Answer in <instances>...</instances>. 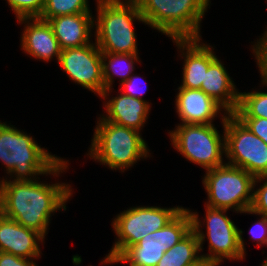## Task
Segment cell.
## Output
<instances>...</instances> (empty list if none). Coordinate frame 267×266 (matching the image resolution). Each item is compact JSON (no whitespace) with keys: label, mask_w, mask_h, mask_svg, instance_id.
Instances as JSON below:
<instances>
[{"label":"cell","mask_w":267,"mask_h":266,"mask_svg":"<svg viewBox=\"0 0 267 266\" xmlns=\"http://www.w3.org/2000/svg\"><path fill=\"white\" fill-rule=\"evenodd\" d=\"M50 183L40 177L33 181L0 180V212L46 239L52 216L66 211L75 193L68 182Z\"/></svg>","instance_id":"cell-1"},{"label":"cell","mask_w":267,"mask_h":266,"mask_svg":"<svg viewBox=\"0 0 267 266\" xmlns=\"http://www.w3.org/2000/svg\"><path fill=\"white\" fill-rule=\"evenodd\" d=\"M41 146L31 134L0 120V163L7 175L0 180L33 181L40 176L59 180L71 163Z\"/></svg>","instance_id":"cell-2"},{"label":"cell","mask_w":267,"mask_h":266,"mask_svg":"<svg viewBox=\"0 0 267 266\" xmlns=\"http://www.w3.org/2000/svg\"><path fill=\"white\" fill-rule=\"evenodd\" d=\"M94 128L91 145L85 155L113 172L124 173L140 160L151 158L141 132L106 121L101 116Z\"/></svg>","instance_id":"cell-3"},{"label":"cell","mask_w":267,"mask_h":266,"mask_svg":"<svg viewBox=\"0 0 267 266\" xmlns=\"http://www.w3.org/2000/svg\"><path fill=\"white\" fill-rule=\"evenodd\" d=\"M94 41L101 52L140 54L135 22L147 25L136 0H95Z\"/></svg>","instance_id":"cell-4"},{"label":"cell","mask_w":267,"mask_h":266,"mask_svg":"<svg viewBox=\"0 0 267 266\" xmlns=\"http://www.w3.org/2000/svg\"><path fill=\"white\" fill-rule=\"evenodd\" d=\"M204 207L203 219L197 211L193 212L194 210L187 208L191 214L192 230L197 234L203 260L210 266H220L226 262L224 260L245 261L247 256L243 237L245 232L227 215L231 210L211 208L206 205ZM205 241L208 242V253H203Z\"/></svg>","instance_id":"cell-5"},{"label":"cell","mask_w":267,"mask_h":266,"mask_svg":"<svg viewBox=\"0 0 267 266\" xmlns=\"http://www.w3.org/2000/svg\"><path fill=\"white\" fill-rule=\"evenodd\" d=\"M148 27L169 39L202 38L211 0H136Z\"/></svg>","instance_id":"cell-6"},{"label":"cell","mask_w":267,"mask_h":266,"mask_svg":"<svg viewBox=\"0 0 267 266\" xmlns=\"http://www.w3.org/2000/svg\"><path fill=\"white\" fill-rule=\"evenodd\" d=\"M185 207H161L139 205L120 211L111 222L116 239L112 248L101 260V265H111L129 246L139 242L144 236L165 227Z\"/></svg>","instance_id":"cell-7"},{"label":"cell","mask_w":267,"mask_h":266,"mask_svg":"<svg viewBox=\"0 0 267 266\" xmlns=\"http://www.w3.org/2000/svg\"><path fill=\"white\" fill-rule=\"evenodd\" d=\"M222 134L215 124H176L168 130L174 150L194 165L209 170L226 163L224 120Z\"/></svg>","instance_id":"cell-8"},{"label":"cell","mask_w":267,"mask_h":266,"mask_svg":"<svg viewBox=\"0 0 267 266\" xmlns=\"http://www.w3.org/2000/svg\"><path fill=\"white\" fill-rule=\"evenodd\" d=\"M254 177L244 169L223 164L205 171L202 185L207 193L204 205L242 214L251 208Z\"/></svg>","instance_id":"cell-9"},{"label":"cell","mask_w":267,"mask_h":266,"mask_svg":"<svg viewBox=\"0 0 267 266\" xmlns=\"http://www.w3.org/2000/svg\"><path fill=\"white\" fill-rule=\"evenodd\" d=\"M191 231V214L184 208L165 227L147 234L139 242L129 246L112 265L125 263L128 266H156L164 253Z\"/></svg>","instance_id":"cell-10"},{"label":"cell","mask_w":267,"mask_h":266,"mask_svg":"<svg viewBox=\"0 0 267 266\" xmlns=\"http://www.w3.org/2000/svg\"><path fill=\"white\" fill-rule=\"evenodd\" d=\"M225 160L254 178L267 175V144L252 133L234 114L224 120Z\"/></svg>","instance_id":"cell-11"},{"label":"cell","mask_w":267,"mask_h":266,"mask_svg":"<svg viewBox=\"0 0 267 266\" xmlns=\"http://www.w3.org/2000/svg\"><path fill=\"white\" fill-rule=\"evenodd\" d=\"M101 56L93 41L82 47L62 49L58 65L76 85L100 97L104 92Z\"/></svg>","instance_id":"cell-12"},{"label":"cell","mask_w":267,"mask_h":266,"mask_svg":"<svg viewBox=\"0 0 267 266\" xmlns=\"http://www.w3.org/2000/svg\"><path fill=\"white\" fill-rule=\"evenodd\" d=\"M177 47L178 57L183 60L182 80L178 87L201 89L205 72L210 63L218 56L215 46L203 42L202 38L170 39Z\"/></svg>","instance_id":"cell-13"},{"label":"cell","mask_w":267,"mask_h":266,"mask_svg":"<svg viewBox=\"0 0 267 266\" xmlns=\"http://www.w3.org/2000/svg\"><path fill=\"white\" fill-rule=\"evenodd\" d=\"M113 91L114 88L105 89L99 97L103 102L102 112H105L98 116L106 121L141 132L147 124L152 106L147 101L124 95L117 90ZM113 93H117L116 96H113Z\"/></svg>","instance_id":"cell-14"},{"label":"cell","mask_w":267,"mask_h":266,"mask_svg":"<svg viewBox=\"0 0 267 266\" xmlns=\"http://www.w3.org/2000/svg\"><path fill=\"white\" fill-rule=\"evenodd\" d=\"M175 94L177 124H215L214 120H225L228 113L201 89L178 87Z\"/></svg>","instance_id":"cell-15"},{"label":"cell","mask_w":267,"mask_h":266,"mask_svg":"<svg viewBox=\"0 0 267 266\" xmlns=\"http://www.w3.org/2000/svg\"><path fill=\"white\" fill-rule=\"evenodd\" d=\"M17 22L18 25H24L20 49L32 59L46 63L56 60L58 63L62 49L48 21L34 17L17 19Z\"/></svg>","instance_id":"cell-16"},{"label":"cell","mask_w":267,"mask_h":266,"mask_svg":"<svg viewBox=\"0 0 267 266\" xmlns=\"http://www.w3.org/2000/svg\"><path fill=\"white\" fill-rule=\"evenodd\" d=\"M45 239L0 212V252L28 259H40Z\"/></svg>","instance_id":"cell-17"},{"label":"cell","mask_w":267,"mask_h":266,"mask_svg":"<svg viewBox=\"0 0 267 266\" xmlns=\"http://www.w3.org/2000/svg\"><path fill=\"white\" fill-rule=\"evenodd\" d=\"M47 21L61 49L82 47L93 42V13L57 16Z\"/></svg>","instance_id":"cell-18"},{"label":"cell","mask_w":267,"mask_h":266,"mask_svg":"<svg viewBox=\"0 0 267 266\" xmlns=\"http://www.w3.org/2000/svg\"><path fill=\"white\" fill-rule=\"evenodd\" d=\"M219 56L209 65L201 84L203 90L217 102L228 114H233L238 107L240 91L230 77L226 66Z\"/></svg>","instance_id":"cell-19"},{"label":"cell","mask_w":267,"mask_h":266,"mask_svg":"<svg viewBox=\"0 0 267 266\" xmlns=\"http://www.w3.org/2000/svg\"><path fill=\"white\" fill-rule=\"evenodd\" d=\"M101 60L104 90L113 88L116 78L119 85L126 81L142 63L139 54L102 52Z\"/></svg>","instance_id":"cell-20"},{"label":"cell","mask_w":267,"mask_h":266,"mask_svg":"<svg viewBox=\"0 0 267 266\" xmlns=\"http://www.w3.org/2000/svg\"><path fill=\"white\" fill-rule=\"evenodd\" d=\"M206 263L200 252L197 234L192 230L179 243L168 249L156 266H190Z\"/></svg>","instance_id":"cell-21"},{"label":"cell","mask_w":267,"mask_h":266,"mask_svg":"<svg viewBox=\"0 0 267 266\" xmlns=\"http://www.w3.org/2000/svg\"><path fill=\"white\" fill-rule=\"evenodd\" d=\"M258 85L262 86V90L264 86L267 87V83L262 80ZM261 88L240 91L238 107L233 113L237 118H267V92Z\"/></svg>","instance_id":"cell-22"},{"label":"cell","mask_w":267,"mask_h":266,"mask_svg":"<svg viewBox=\"0 0 267 266\" xmlns=\"http://www.w3.org/2000/svg\"><path fill=\"white\" fill-rule=\"evenodd\" d=\"M89 4V0H46L39 18L47 21L57 16L93 13Z\"/></svg>","instance_id":"cell-23"},{"label":"cell","mask_w":267,"mask_h":266,"mask_svg":"<svg viewBox=\"0 0 267 266\" xmlns=\"http://www.w3.org/2000/svg\"><path fill=\"white\" fill-rule=\"evenodd\" d=\"M15 19L40 17L46 0H5Z\"/></svg>","instance_id":"cell-24"},{"label":"cell","mask_w":267,"mask_h":266,"mask_svg":"<svg viewBox=\"0 0 267 266\" xmlns=\"http://www.w3.org/2000/svg\"><path fill=\"white\" fill-rule=\"evenodd\" d=\"M250 210L267 217V175L254 179L253 201Z\"/></svg>","instance_id":"cell-25"},{"label":"cell","mask_w":267,"mask_h":266,"mask_svg":"<svg viewBox=\"0 0 267 266\" xmlns=\"http://www.w3.org/2000/svg\"><path fill=\"white\" fill-rule=\"evenodd\" d=\"M145 78L146 77H141L140 74L134 72L126 81L119 85L120 88L117 91H120L124 95L147 101L152 105L149 100L144 99V94L146 93V90H148V84L144 83L145 80H143Z\"/></svg>","instance_id":"cell-26"},{"label":"cell","mask_w":267,"mask_h":266,"mask_svg":"<svg viewBox=\"0 0 267 266\" xmlns=\"http://www.w3.org/2000/svg\"><path fill=\"white\" fill-rule=\"evenodd\" d=\"M243 214H248V215H254L258 216L259 218L256 217L257 221L255 220L253 225L249 227V239L250 241L252 240L255 242L256 247L258 248H267V217L256 214L252 212L250 209L246 210L243 212Z\"/></svg>","instance_id":"cell-27"},{"label":"cell","mask_w":267,"mask_h":266,"mask_svg":"<svg viewBox=\"0 0 267 266\" xmlns=\"http://www.w3.org/2000/svg\"><path fill=\"white\" fill-rule=\"evenodd\" d=\"M252 133L267 144V118H238Z\"/></svg>","instance_id":"cell-28"},{"label":"cell","mask_w":267,"mask_h":266,"mask_svg":"<svg viewBox=\"0 0 267 266\" xmlns=\"http://www.w3.org/2000/svg\"><path fill=\"white\" fill-rule=\"evenodd\" d=\"M37 259L23 258L6 252H0V266H39Z\"/></svg>","instance_id":"cell-29"},{"label":"cell","mask_w":267,"mask_h":266,"mask_svg":"<svg viewBox=\"0 0 267 266\" xmlns=\"http://www.w3.org/2000/svg\"><path fill=\"white\" fill-rule=\"evenodd\" d=\"M257 40L251 41L250 51L254 57H267V27Z\"/></svg>","instance_id":"cell-30"},{"label":"cell","mask_w":267,"mask_h":266,"mask_svg":"<svg viewBox=\"0 0 267 266\" xmlns=\"http://www.w3.org/2000/svg\"><path fill=\"white\" fill-rule=\"evenodd\" d=\"M261 80L267 83V57H254Z\"/></svg>","instance_id":"cell-31"},{"label":"cell","mask_w":267,"mask_h":266,"mask_svg":"<svg viewBox=\"0 0 267 266\" xmlns=\"http://www.w3.org/2000/svg\"><path fill=\"white\" fill-rule=\"evenodd\" d=\"M261 262H262L261 263L262 266H267V257L263 261H261Z\"/></svg>","instance_id":"cell-32"},{"label":"cell","mask_w":267,"mask_h":266,"mask_svg":"<svg viewBox=\"0 0 267 266\" xmlns=\"http://www.w3.org/2000/svg\"><path fill=\"white\" fill-rule=\"evenodd\" d=\"M190 266H210L209 264H196V265H190Z\"/></svg>","instance_id":"cell-33"}]
</instances>
